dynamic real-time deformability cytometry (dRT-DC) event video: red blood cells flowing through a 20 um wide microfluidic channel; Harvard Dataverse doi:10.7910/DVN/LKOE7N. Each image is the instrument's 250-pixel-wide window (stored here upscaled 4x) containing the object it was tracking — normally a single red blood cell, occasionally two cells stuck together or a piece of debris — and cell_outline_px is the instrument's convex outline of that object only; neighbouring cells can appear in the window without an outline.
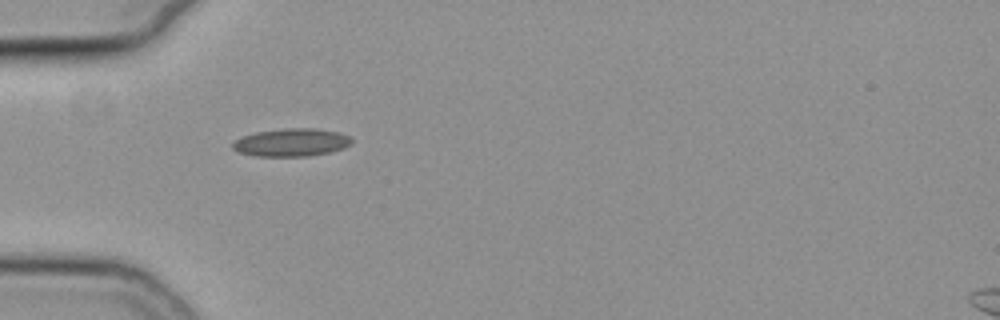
{"species": "common noctule bat (a hibernating species)", "species_latin": "Nyctalus noctula", "temperature_condition": "cold", "stored_images_in_passage": 38, "camera_frame_rate_fps": 3000, "um_per_image_px": 0.085, "animal": {"sex": "female", "body_mass_g": 19.3, "forearm_length_mm": 54.1}, "frame": {"image": 1, "passage_image": 1, "time_ms": 0.0, "image_size_px": [1000, 320], "cell_outline_px": [[352, 144], [344, 148], [332, 152], [308, 156], [256, 156], [240, 152], [232, 148], [232, 144], [236, 140], [244, 136], [256, 132], [284, 128], [316, 128], [340, 132], [348, 136], [352, 140]], "centroid_in_image_um": [24.82, 12.1], "position_along_channel_um": 60.2, "area_um2": 19.36}}
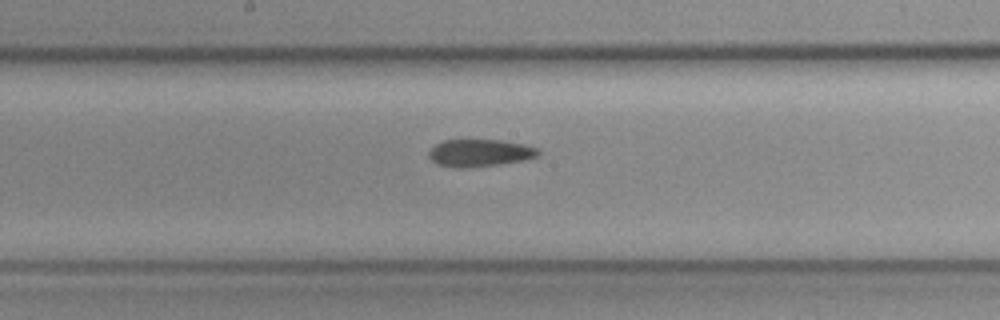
{"frame": {"image": 2, "passage_image": 13, "time_ms": 4.0, "image_size_px": [1000, 320], "cell_outline_px": [[540, 156], [524, 160], [468, 168], [452, 168], [436, 164], [428, 156], [428, 152], [440, 140], [500, 140], [520, 144], [536, 148], [540, 152]], "centroid_in_image_um": [40.73, 13.01], "position_along_channel_um": 207.5, "area_um2": 17.4}}
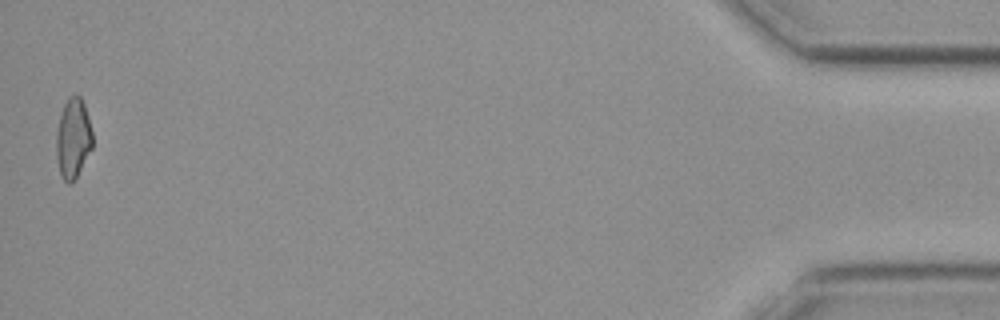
{"frame": {"image": 3, "passage_image": 38, "time_ms": 12.333, "image_size_px": [1000, 320], "cell_outline_px": [[92, 148], [72, 184], [68, 184], [60, 176], [56, 156], [56, 132], [60, 116], [64, 104], [68, 96], [76, 92], [80, 96], [84, 104], [92, 132]], "centroid_in_image_um": [6.19, 11.75], "position_along_channel_um": 429.0, "area_um2": 16.99}, "authors_computed_cell_mechanics": {"area_um2": 17.5134, "velocity_mm_per_s": 3.798, "shape_relaxation_time_tau1_ms": null, "shape_relaxation_time_tau2_ms": 5.9768, "deformation_change_tau1": null, "deformation_change_tau2": 0.1431}}